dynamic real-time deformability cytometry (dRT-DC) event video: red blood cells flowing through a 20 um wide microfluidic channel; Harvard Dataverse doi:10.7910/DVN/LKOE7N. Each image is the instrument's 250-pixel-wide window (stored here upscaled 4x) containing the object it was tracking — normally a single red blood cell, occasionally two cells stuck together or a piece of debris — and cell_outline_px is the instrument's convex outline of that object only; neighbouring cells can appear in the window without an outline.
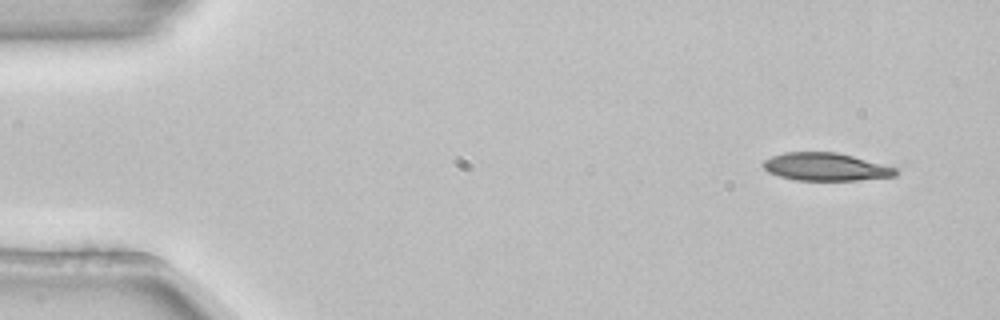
{"species": "common noctule bat (a hibernating species)", "species_latin": "Nyctalus noctula", "temperature_condition": "room temperature", "stored_images_in_passage": 4, "camera_frame_rate_fps": 3000, "um_per_image_px": 0.085, "animal": {"sex": "female", "body_mass_g": 22.7, "forearm_length_mm": 54.2}, "frame": {"image": 1, "passage_image": 1, "time_ms": 0.0, "image_size_px": [1000, 320], "cell_outline_px": [[900, 172], [896, 176], [856, 180], [796, 180], [780, 176], [768, 172], [764, 168], [764, 160], [772, 156], [784, 152], [836, 152], [884, 164], [896, 168]], "centroid_in_image_um": [70.21, 14.18], "position_along_channel_um": 14.8, "area_um2": 21.39}}